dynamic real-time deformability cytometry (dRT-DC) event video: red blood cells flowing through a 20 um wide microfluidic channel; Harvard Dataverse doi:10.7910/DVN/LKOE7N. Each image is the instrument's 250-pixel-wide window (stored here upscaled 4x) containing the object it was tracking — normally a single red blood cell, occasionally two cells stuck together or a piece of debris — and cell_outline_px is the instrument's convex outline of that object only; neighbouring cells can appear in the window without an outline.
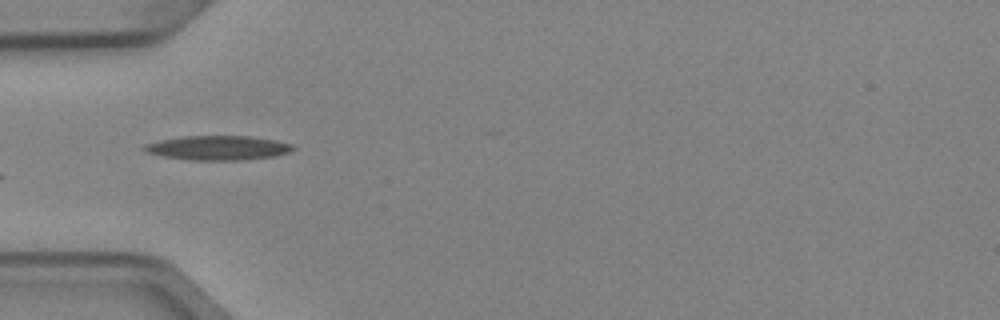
{"species": "Egyptian fruit bat (a non-hibernating species)", "species_latin": "Rousettus aegyptiacus", "temperature_condition": "cold", "stored_images_in_passage": 5, "camera_frame_rate_fps": 3000, "um_per_image_px": 0.085, "animal": {"sex": "female"}, "frame": {"image": 1, "passage_image": 5, "time_ms": 1.333, "image_size_px": [1000, 320], "cell_outline_px": [[296, 148], [288, 152], [276, 156], [240, 160], [192, 160], [164, 156], [144, 152], [144, 144], [160, 140], [184, 136], [248, 136], [276, 140], [292, 144]], "centroid_in_image_um": [18.54, 12.56], "position_along_channel_um": 66.5, "area_um2": 21.04}}